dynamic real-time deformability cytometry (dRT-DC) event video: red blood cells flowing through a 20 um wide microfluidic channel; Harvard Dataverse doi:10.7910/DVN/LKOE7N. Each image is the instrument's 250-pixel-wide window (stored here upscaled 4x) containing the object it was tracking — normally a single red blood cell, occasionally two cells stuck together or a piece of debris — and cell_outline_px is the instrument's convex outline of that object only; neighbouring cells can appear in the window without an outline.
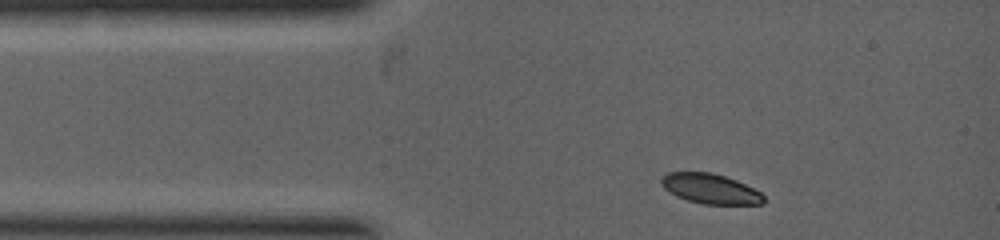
{"species": "common noctule bat (a hibernating species)", "species_latin": "Nyctalus noctula", "temperature_condition": "warm", "stored_images_in_passage": 3, "camera_frame_rate_fps": 5000, "um_per_image_px": 0.085, "animal": {"sex": "female", "body_mass_g": 19.0, "forearm_length_mm": 53.3}, "frame": {"image": 1, "passage_image": 1, "time_ms": 0.0, "image_size_px": [1000, 240], "cell_outline_px": [[764, 204], [704, 204], [688, 200], [676, 196], [664, 188], [660, 184], [660, 180], [668, 172], [712, 172], [736, 180], [760, 192], [764, 196]], "centroid_in_image_um": [60.36, 16.04], "position_along_channel_um": 24.6, "area_um2": 17.74}}